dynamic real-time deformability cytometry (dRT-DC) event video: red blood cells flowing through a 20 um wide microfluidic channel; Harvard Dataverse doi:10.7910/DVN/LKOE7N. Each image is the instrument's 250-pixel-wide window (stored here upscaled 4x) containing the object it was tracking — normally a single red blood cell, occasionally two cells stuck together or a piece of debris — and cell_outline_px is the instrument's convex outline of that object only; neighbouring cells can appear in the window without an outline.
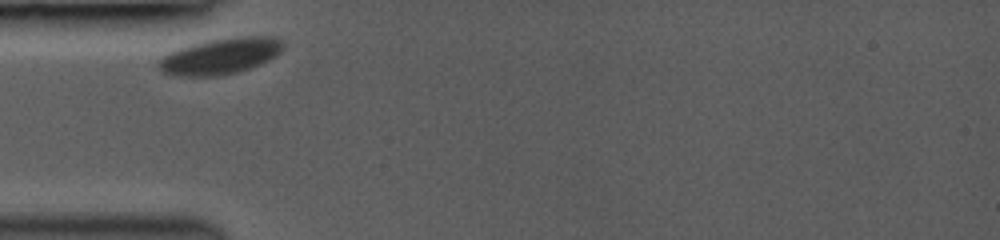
{"species": "common noctule bat (a hibernating species)", "species_latin": "Nyctalus noctula", "temperature_condition": "room temperature", "stored_images_in_passage": 15, "camera_frame_rate_fps": 3000, "um_per_image_px": 0.085, "animal": {"sex": "female", "body_mass_g": 19.0, "forearm_length_mm": 53.3}, "frame": {"image": 1, "passage_image": 1, "time_ms": 0.0, "image_size_px": [1000, 240], "cell_outline_px": [[284, 48], [276, 56], [260, 64], [236, 72], [216, 76], [176, 76], [160, 72], [156, 64], [164, 56], [180, 48], [212, 40], [244, 36], [276, 36], [284, 44]], "centroid_in_image_um": [18.75, 4.78], "position_along_channel_um": 66.2, "area_um2": 25.84}}
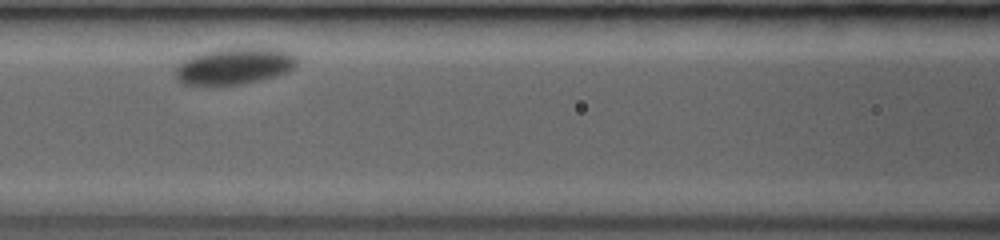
{"frame": {"image": 2, "passage_image": 7, "time_ms": 2.333, "image_size_px": [1000, 240], "cell_outline_px": [[296, 64], [288, 72], [276, 76], [244, 84], [200, 88], [180, 84], [176, 80], [176, 68], [184, 60], [192, 56], [204, 52], [220, 48], [276, 48], [292, 52], [296, 56]], "centroid_in_image_um": [19.88, 5.66], "position_along_channel_um": 146.7, "area_um2": 26.7}}
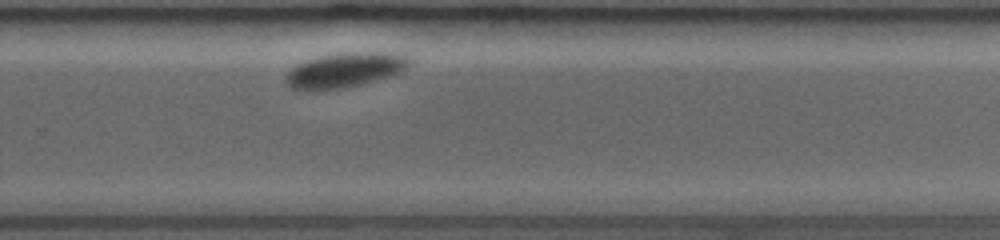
{"frame": {"image": 3, "passage_image": 15, "time_ms": 6.667, "image_size_px": [1000, 240], "cell_outline_px": [[408, 64], [400, 72], [392, 76], [344, 88], [292, 88], [284, 80], [284, 76], [296, 64], [320, 56], [336, 52], [400, 52], [408, 56]], "centroid_in_image_um": [29.36, 5.91], "position_along_channel_um": 300.4, "area_um2": 24.68}}